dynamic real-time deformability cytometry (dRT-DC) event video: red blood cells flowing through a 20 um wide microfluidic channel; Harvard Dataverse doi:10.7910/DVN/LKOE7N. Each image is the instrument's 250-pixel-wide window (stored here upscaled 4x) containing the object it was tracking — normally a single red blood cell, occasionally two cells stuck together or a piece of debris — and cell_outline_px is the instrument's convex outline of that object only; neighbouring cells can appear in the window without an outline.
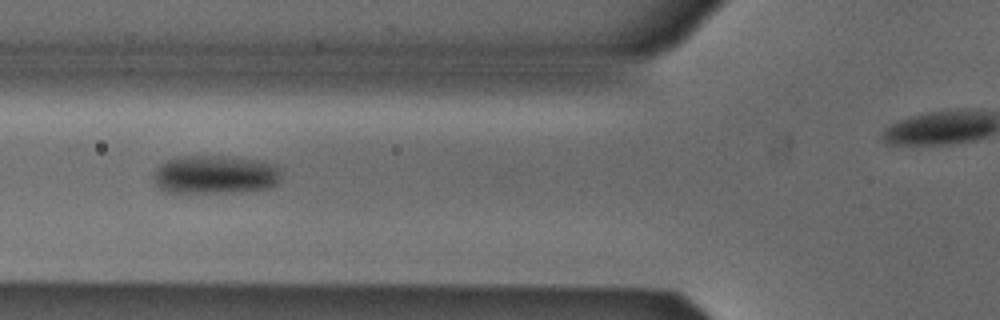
{"species": "Egyptian fruit bat (a non-hibernating species)", "species_latin": "Rousettus aegyptiacus", "temperature_condition": "cold", "stored_images_in_passage": 11, "camera_frame_rate_fps": 3000, "um_per_image_px": 0.085, "animal": {"sex": "male"}, "frame": {"image": 1, "passage_image": 5, "time_ms": 1.333, "image_size_px": [1000, 320], "cell_outline_px": [[280, 180], [276, 184], [268, 188], [232, 192], [164, 192], [152, 180], [152, 176], [156, 168], [160, 164], [176, 156], [224, 156], [260, 160], [276, 164], [280, 168]], "centroid_in_image_um": [18.27, 14.83], "position_along_channel_um": 107.5, "area_um2": 28.9}}
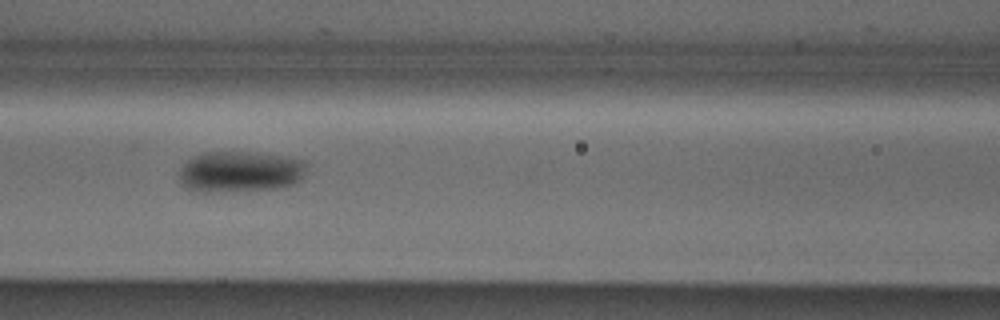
{"frame": {"image": 2, "passage_image": 8, "time_ms": 2.333, "image_size_px": [1000, 320], "cell_outline_px": [[304, 172], [300, 180], [292, 184], [276, 188], [212, 192], [200, 192], [188, 188], [180, 184], [180, 168], [192, 156], [204, 152], [248, 152], [304, 160]], "centroid_in_image_um": [20.33, 14.6], "position_along_channel_um": 146.3, "area_um2": 30.0}}